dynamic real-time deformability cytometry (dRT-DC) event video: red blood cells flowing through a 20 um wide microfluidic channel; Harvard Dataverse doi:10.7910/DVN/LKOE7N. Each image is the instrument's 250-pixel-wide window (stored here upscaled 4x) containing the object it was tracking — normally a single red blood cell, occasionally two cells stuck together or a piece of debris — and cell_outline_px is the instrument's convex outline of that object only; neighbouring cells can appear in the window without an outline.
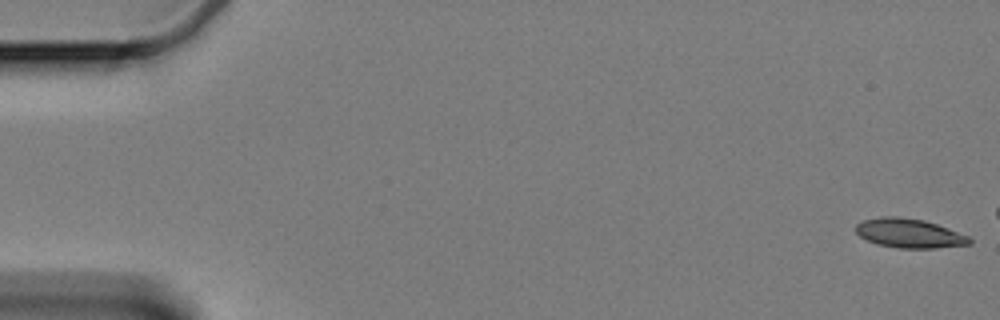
{"species": "Egyptian fruit bat (a non-hibernating species)", "species_latin": "Rousettus aegyptiacus", "temperature_condition": "cold", "stored_images_in_passage": 17, "camera_frame_rate_fps": 3000, "um_per_image_px": 0.085, "animal": {"sex": "female"}, "frame": {"image": 1, "passage_image": 1, "time_ms": 0.0, "image_size_px": [1000, 320], "cell_outline_px": [[972, 244], [936, 248], [900, 248], [876, 244], [860, 236], [856, 232], [856, 224], [864, 220], [880, 216], [896, 216], [924, 220], [948, 228], [968, 236], [972, 240]], "centroid_in_image_um": [77.29, 19.83], "position_along_channel_um": 7.7, "area_um2": 19.31}}